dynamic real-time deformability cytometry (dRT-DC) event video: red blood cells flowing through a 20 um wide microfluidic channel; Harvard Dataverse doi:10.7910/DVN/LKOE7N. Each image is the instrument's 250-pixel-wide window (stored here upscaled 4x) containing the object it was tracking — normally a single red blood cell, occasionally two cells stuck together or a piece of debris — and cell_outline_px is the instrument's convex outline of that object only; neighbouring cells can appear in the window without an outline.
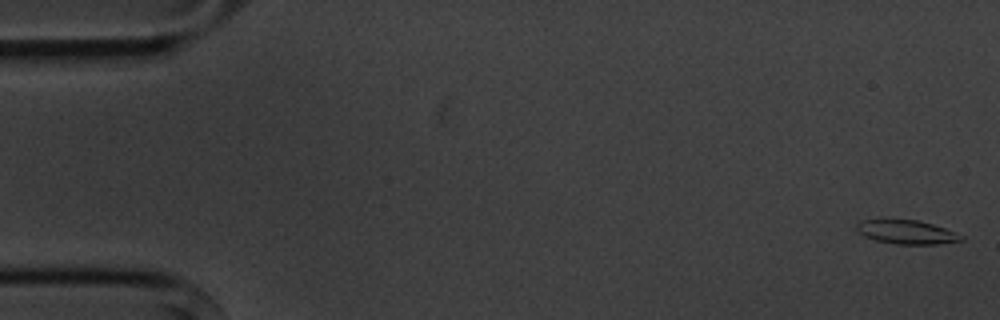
{"species": "common noctule bat (a hibernating species)", "species_latin": "Nyctalus noctula", "temperature_condition": "cold", "stored_images_in_passage": 5, "camera_frame_rate_fps": 3000, "um_per_image_px": 0.085, "animal": {"sex": "male", "body_mass_g": 20.1, "forearm_length_mm": 53.5}, "frame": {"image": 1, "passage_image": 1, "time_ms": 0.0, "image_size_px": [1000, 320], "cell_outline_px": [[964, 240], [936, 244], [896, 244], [876, 240], [864, 236], [856, 228], [856, 224], [864, 220], [916, 220], [932, 224], [956, 232], [964, 236]], "centroid_in_image_um": [77.1, 19.73], "position_along_channel_um": 7.9, "area_um2": 14.28}}
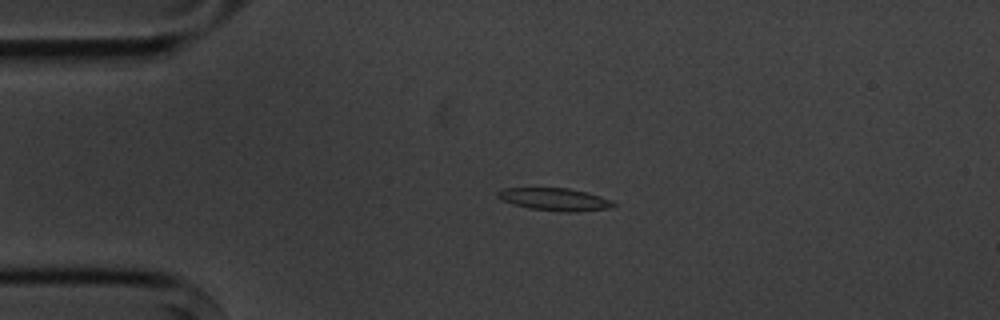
{"frame": {"image": 2, "passage_image": 4, "time_ms": 3.667, "image_size_px": [1000, 320], "cell_outline_px": [[616, 204], [608, 208], [572, 212], [564, 212], [528, 208], [512, 204], [500, 200], [496, 196], [496, 192], [504, 188], [568, 188], [588, 192], [612, 200]], "centroid_in_image_um": [47.11, 16.94], "position_along_channel_um": 37.9, "area_um2": 15.26}}